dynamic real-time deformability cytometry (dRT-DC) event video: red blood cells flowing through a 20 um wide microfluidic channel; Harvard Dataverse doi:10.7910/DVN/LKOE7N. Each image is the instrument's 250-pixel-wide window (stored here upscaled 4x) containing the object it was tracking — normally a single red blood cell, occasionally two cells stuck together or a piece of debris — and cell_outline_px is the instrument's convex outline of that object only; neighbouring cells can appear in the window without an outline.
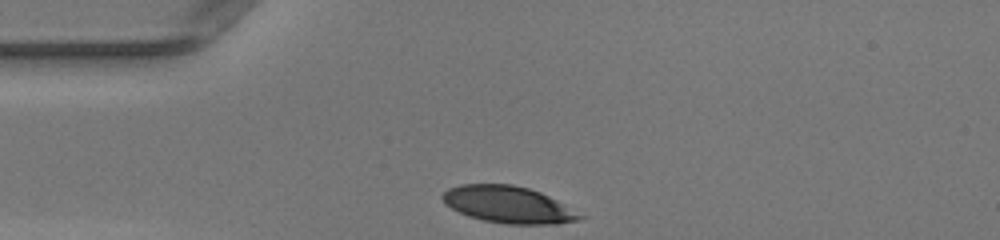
{"species": "human", "species_latin": "Homo sapiens", "temperature_condition": "warm", "stored_images_in_passage": 27, "camera_frame_rate_fps": 3000, "um_per_image_px": 0.085, "donor": {"sex": "female"}, "frame": {"image": 1, "passage_image": 1, "time_ms": 0.0, "image_size_px": [1000, 240], "cell_outline_px": [[588, 216], [580, 220], [556, 224], [504, 224], [484, 220], [468, 216], [444, 204], [440, 196], [448, 188], [460, 184], [512, 184], [528, 188], [540, 192]], "centroid_in_image_um": [43.22, 17.4], "position_along_channel_um": 41.8, "area_um2": 29.65}}
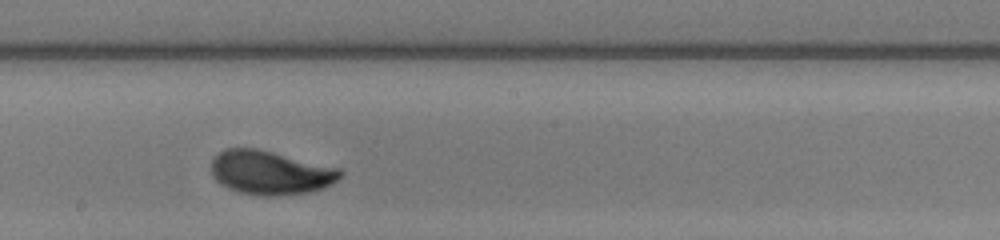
{"frame": {"image": 2, "passage_image": 16, "time_ms": 5.0, "image_size_px": [1000, 240], "cell_outline_px": [[344, 172], [332, 184], [308, 192], [272, 196], [264, 196], [240, 192], [228, 188], [220, 184], [212, 176], [212, 156], [224, 148], [256, 148], [340, 168]], "centroid_in_image_um": [22.94, 14.66], "position_along_channel_um": 225.3, "area_um2": 32.89}}
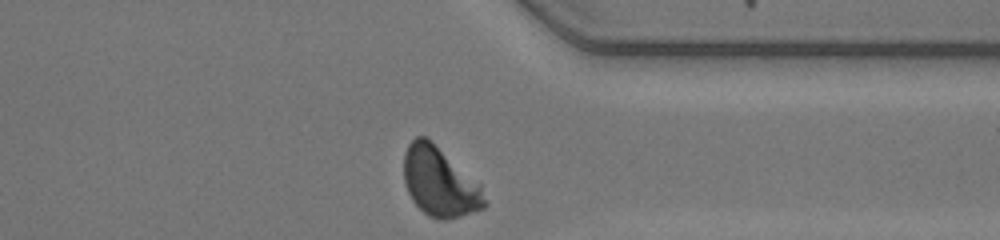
{"frame": {"image": 3, "passage_image": 27, "time_ms": 8.667, "image_size_px": [1000, 240], "cell_outline_px": [[488, 204], [484, 208], [460, 216], [444, 220], [440, 220], [428, 216], [412, 200], [408, 192], [404, 180], [404, 152], [408, 144], [416, 136], [424, 136], [480, 184]], "centroid_in_image_um": [37.36, 15.5], "position_along_channel_um": 374.0, "area_um2": 32.08}, "authors_computed_cell_mechanics": {"area_um2": 32.368, "velocity_mm_per_s": 4.1675, "shape_relaxation_time_tau1_ms": 4.0832, "shape_relaxation_time_tau2_ms": null, "deformation_change_tau1": 0.1749, "deformation_change_tau2": null}}